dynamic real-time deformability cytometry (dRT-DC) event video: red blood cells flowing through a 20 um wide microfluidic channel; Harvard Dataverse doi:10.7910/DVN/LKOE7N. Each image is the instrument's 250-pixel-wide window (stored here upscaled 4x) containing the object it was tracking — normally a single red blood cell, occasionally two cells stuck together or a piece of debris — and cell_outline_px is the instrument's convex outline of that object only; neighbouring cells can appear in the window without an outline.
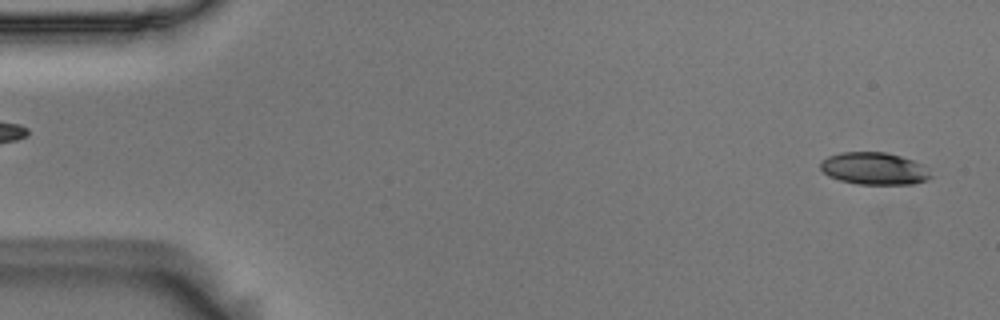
{"species": "Egyptian fruit bat (a non-hibernating species)", "species_latin": "Rousettus aegyptiacus", "temperature_condition": "room temperature", "stored_images_in_passage": 54, "camera_frame_rate_fps": 3000, "um_per_image_px": 0.085, "animal": {"sex": "male"}, "frame": {"image": 1, "passage_image": 2, "time_ms": 0.333, "image_size_px": [1000, 320], "cell_outline_px": [[932, 176], [928, 180], [912, 184], [860, 184], [840, 180], [828, 176], [820, 168], [820, 164], [828, 156], [840, 152], [884, 152], [900, 156], [924, 164]], "centroid_in_image_um": [74.33, 14.33], "position_along_channel_um": 10.7, "area_um2": 20.69}}
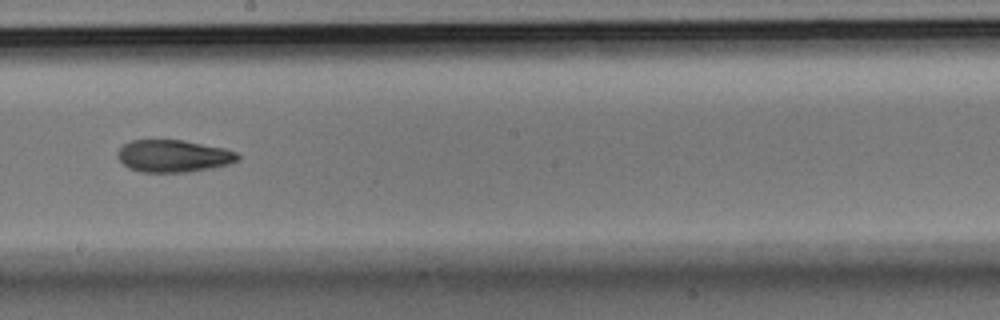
{"frame": {"image": 2, "passage_image": 30, "time_ms": 9.667, "image_size_px": [1000, 320], "cell_outline_px": [[240, 160], [228, 164], [212, 168], [188, 172], [140, 172], [128, 168], [116, 156], [116, 152], [124, 144], [132, 140], [184, 140], [224, 148], [236, 152], [240, 156]], "centroid_in_image_um": [14.74, 13.26], "position_along_channel_um": 233.5, "area_um2": 22.72}}
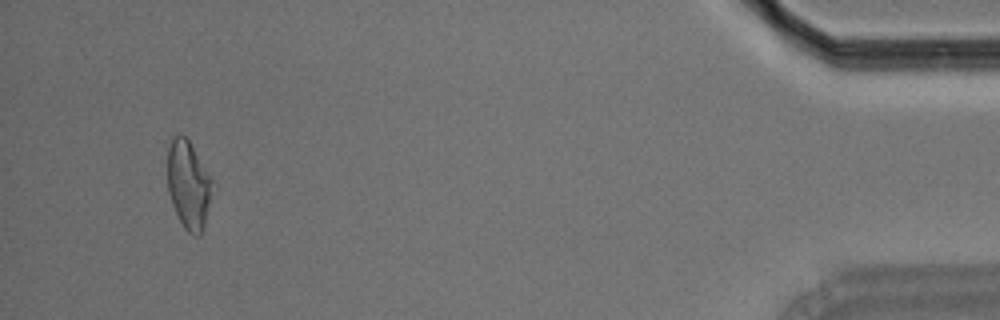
{"frame": {"image": 3, "passage_image": 51, "time_ms": 16.667, "image_size_px": [1000, 320], "cell_outline_px": [[212, 180], [204, 228], [200, 236], [192, 236], [184, 228], [172, 204], [168, 192], [168, 148], [172, 136], [184, 136], [188, 140]], "centroid_in_image_um": [15.99, 15.74], "position_along_channel_um": 419.2, "area_um2": 22.37}, "authors_computed_cell_mechanics": {"area_um2": 22.831, "velocity_mm_per_s": 3.7108, "shape_relaxation_time_tau1_ms": 3.6751, "shape_relaxation_time_tau2_ms": 10.4412, "deformation_change_tau1": 0.1676, "deformation_change_tau2": 0.2077}}